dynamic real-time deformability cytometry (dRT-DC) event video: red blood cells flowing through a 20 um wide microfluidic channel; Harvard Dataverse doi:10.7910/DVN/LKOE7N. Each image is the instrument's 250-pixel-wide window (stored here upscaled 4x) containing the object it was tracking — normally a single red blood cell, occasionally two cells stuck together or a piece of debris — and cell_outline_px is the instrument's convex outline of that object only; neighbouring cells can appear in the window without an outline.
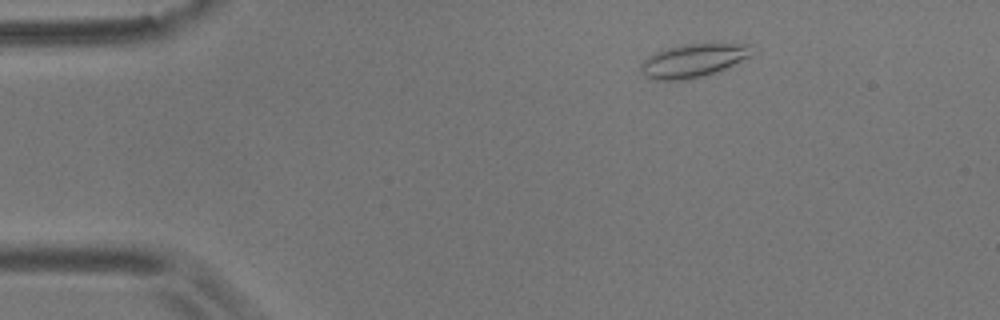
{"species": "common noctule bat (a hibernating species)", "species_latin": "Nyctalus noctula", "temperature_condition": "room temperature", "stored_images_in_passage": 7, "camera_frame_rate_fps": 3000, "um_per_image_px": 0.085, "animal": {"sex": "male", "body_mass_g": 17.9}, "frame": {"image": 1, "passage_image": 2, "time_ms": 1.333, "image_size_px": [1000, 320], "cell_outline_px": [[756, 52], [716, 72], [692, 80], [656, 80], [644, 76], [640, 72], [640, 64], [648, 56], [656, 52], [668, 48], [684, 44], [752, 44]], "centroid_in_image_um": [58.9, 5.16], "position_along_channel_um": 26.1, "area_um2": 21.56}}